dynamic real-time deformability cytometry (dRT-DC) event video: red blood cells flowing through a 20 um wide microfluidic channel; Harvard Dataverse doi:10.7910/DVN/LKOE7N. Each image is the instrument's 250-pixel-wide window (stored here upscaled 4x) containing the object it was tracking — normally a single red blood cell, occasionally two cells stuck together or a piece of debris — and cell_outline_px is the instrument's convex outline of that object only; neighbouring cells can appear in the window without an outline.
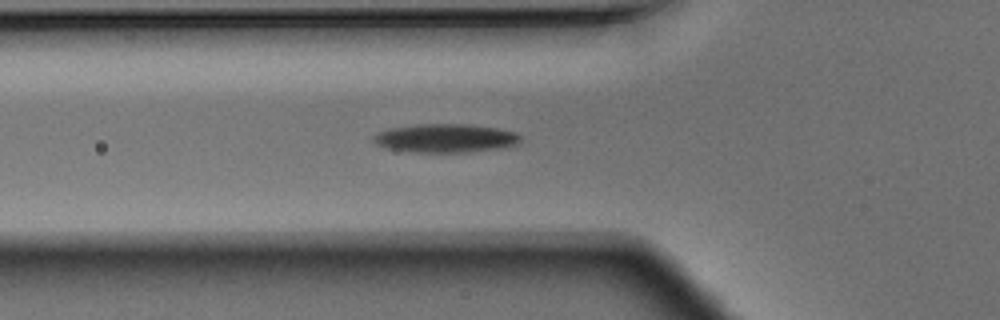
{"species": "Egyptian fruit bat (a non-hibernating species)", "species_latin": "Rousettus aegyptiacus", "temperature_condition": "warm", "stored_images_in_passage": 3, "camera_frame_rate_fps": 3000, "um_per_image_px": 0.085, "animal": {"sex": "male"}, "frame": {"image": 1, "passage_image": 2, "time_ms": 0.333, "image_size_px": [1000, 320], "cell_outline_px": [[520, 140], [516, 144], [500, 148], [468, 152], [412, 152], [384, 148], [376, 144], [372, 140], [372, 136], [376, 132], [392, 128], [416, 124], [464, 124], [496, 128], [516, 132], [520, 136]], "centroid_in_image_um": [37.8, 11.75], "position_along_channel_um": 88.0, "area_um2": 24.51}}